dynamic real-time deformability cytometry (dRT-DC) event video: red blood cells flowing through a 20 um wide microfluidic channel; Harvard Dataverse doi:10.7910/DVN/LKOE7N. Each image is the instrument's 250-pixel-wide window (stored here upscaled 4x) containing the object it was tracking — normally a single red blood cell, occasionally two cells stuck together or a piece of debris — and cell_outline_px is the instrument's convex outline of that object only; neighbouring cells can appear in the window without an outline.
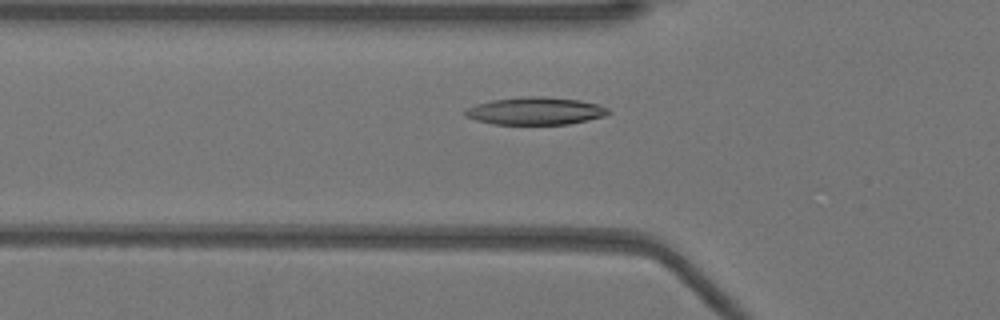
{"species": "Egyptian fruit bat (a non-hibernating species)", "species_latin": "Rousettus aegyptiacus", "temperature_condition": "warm", "stored_images_in_passage": 29, "camera_frame_rate_fps": 3000, "um_per_image_px": 0.085, "animal": {"sex": "female"}, "frame": {"image": 1, "passage_image": 17, "time_ms": 5.333, "image_size_px": [1000, 320], "cell_outline_px": [[608, 112], [604, 116], [568, 124], [492, 124], [476, 120], [464, 116], [464, 108], [476, 104], [492, 100], [528, 96], [544, 96], [580, 100], [596, 104], [608, 108]], "centroid_in_image_um": [45.44, 9.43], "position_along_channel_um": 80.4, "area_um2": 22.89}}
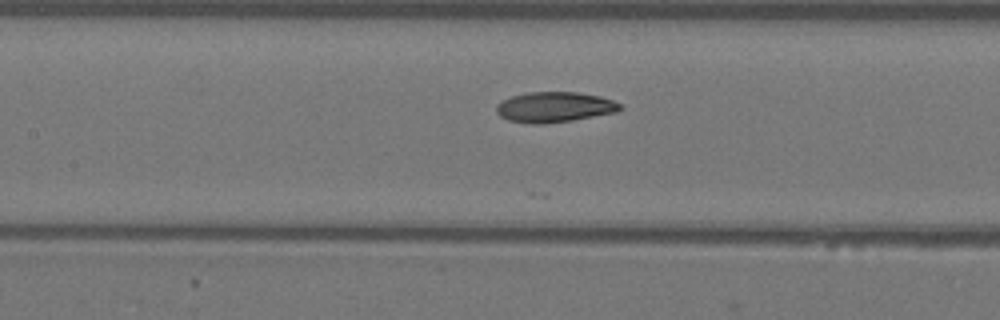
{"frame": {"image": 2, "passage_image": 23, "time_ms": 7.333, "image_size_px": [1000, 320], "cell_outline_px": [[624, 108], [616, 112], [572, 120], [544, 124], [528, 124], [508, 120], [500, 116], [496, 112], [496, 104], [512, 96], [528, 92], [576, 92], [600, 96], [612, 100], [620, 104]], "centroid_in_image_um": [47.11, 9.11], "position_along_channel_um": 160.3, "area_um2": 21.91}}
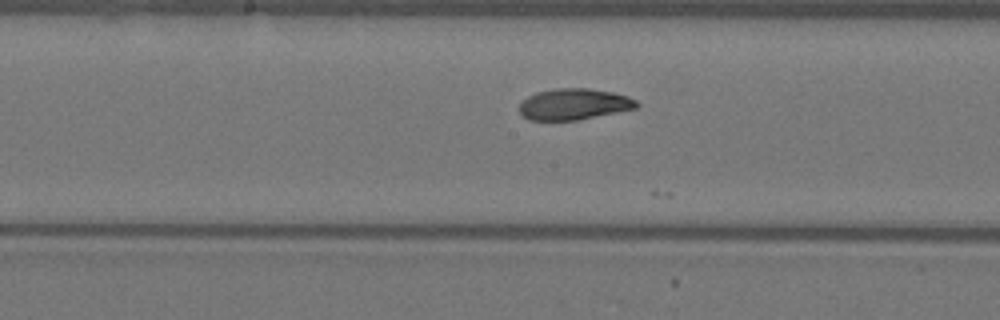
{"frame": {"image": 3, "passage_image": 26, "time_ms": 8.333, "image_size_px": [1000, 320], "cell_outline_px": [[640, 104], [636, 108], [576, 120], [528, 120], [520, 112], [520, 104], [528, 96], [536, 92], [556, 88], [588, 88], [612, 92], [628, 96], [636, 100]], "centroid_in_image_um": [48.79, 8.85], "position_along_channel_um": 199.4, "area_um2": 21.15}}